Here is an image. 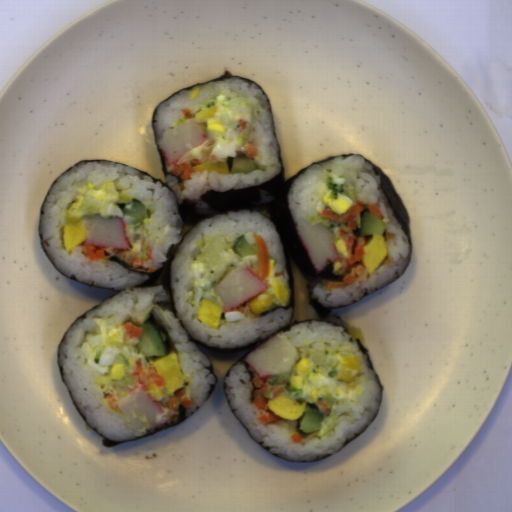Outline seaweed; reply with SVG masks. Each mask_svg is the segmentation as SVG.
Returning <instances> with one entry per match:
<instances>
[{
	"label": "seaweed",
	"mask_w": 512,
	"mask_h": 512,
	"mask_svg": "<svg viewBox=\"0 0 512 512\" xmlns=\"http://www.w3.org/2000/svg\"><path fill=\"white\" fill-rule=\"evenodd\" d=\"M155 113L156 108L151 116V129L157 146L161 169L166 180L157 179L151 173L141 171L140 172L142 174H147L151 178L153 184L158 181H161L162 186L169 188L173 192L176 202L177 214L181 217L182 221V227L179 234L181 240L177 244H171L166 255V262L162 267L155 268L157 270L154 272L137 271L134 268H132V266L129 263L120 259L117 256L112 255L109 258H107L128 271L148 276L145 282L134 288H129V290L139 288H153L162 285L170 299L156 305L171 310L175 318L180 321L176 313L174 296L171 290L170 265L181 241L190 232V230L199 222L214 217L216 215L226 214L240 210H253L255 212L263 214L269 220H271L275 227L277 228L280 243L284 250V265L286 274L289 278V290L291 292L289 303L287 307H278L272 305L271 309L264 313H261L260 317L265 316L280 308L288 310L292 307V315L288 325L278 330L274 334L264 337L262 339L258 337L253 342L241 346L226 348L205 345L201 342L194 340L188 334L182 322L180 321L188 336V341H191L201 352H203L208 357L210 361V367L204 368L208 369L209 372L212 373L216 378L214 384L211 385L208 389L207 399H205L207 402L211 394L217 388L219 382V378L214 368L212 358H215L219 362L229 363L234 361L233 364L227 370L224 376L225 379L227 378L231 368L237 363H241L245 367L248 375L254 379L257 374L253 371V369L246 363V361L243 358L250 354L252 351H254L256 348H258L260 345H262L264 342H266L268 339L279 333L280 331L283 330L284 334L286 333L288 327L290 326L293 320L296 304V296L294 290L295 275L292 270L291 261L293 262V264L295 265V267L297 268V270L299 271V273L301 274L305 281L308 292L309 305L319 319H329L332 310L344 308L345 306L348 305L347 304L342 306H324L320 302L319 298L313 296V289L319 282H321L322 280L343 282V279L347 272L344 275H334V262L328 263L323 270L317 272L302 243L301 237L299 235L300 232L298 230L296 221L293 217V214L289 206L288 196L293 181L296 178H298L302 173H304L309 166H311L314 163H323L335 157H351L353 152L334 155L317 162H311L310 164H308L307 166L293 174L291 177L286 179L284 161L280 149L278 147V157L281 165V169L278 174L260 184L247 186L239 189H234L233 187L228 191H212L210 189L201 196V200L206 204L208 209V211L202 212L200 211L197 202H194L184 197L180 202L175 189H173L171 185L167 182V175H169L172 178H174L179 184L182 183L181 178L174 175L171 171H167L168 165L163 157L158 141L159 134L155 133Z\"/></svg>",
	"instance_id": "1"
},
{
	"label": "seaweed",
	"mask_w": 512,
	"mask_h": 512,
	"mask_svg": "<svg viewBox=\"0 0 512 512\" xmlns=\"http://www.w3.org/2000/svg\"><path fill=\"white\" fill-rule=\"evenodd\" d=\"M99 306L98 305H93L92 307H90L89 309H87L86 311H84L82 314H80L77 318H75L73 320V322L70 324V326L76 322L79 318H86L85 316V313L97 308ZM70 326L67 328V330L64 332V334L62 335L58 345H57V349H56V356H57V366H58V373H59V376H60V380L62 382V384L65 386V388L67 389V391L69 392L80 416L82 417L84 423L89 426L92 430H94L98 435L99 437L101 438V442H102V446H105V447H117V446H120V445H123L125 443H128V442H131V441H135V440H138V439H142V438H145V437H149V436H152L154 434H157V433H160V432H163L165 430H168V429H171V428H174L176 426H179L180 424H182L184 421H186L187 419L190 418V414L187 413V410L188 408H185L182 404H178V407H177V416L171 420V417L170 415L167 416L168 417V422L165 423L164 425L152 430L151 432L145 434V435H142L140 437H135V438H131V439H127V440H123V441H112L110 440L109 438H107L106 436L102 435L101 433L98 432L97 428H93L89 422L87 421V419L85 418L84 414L82 413L73 393L69 390L65 380H64V375H63V369L60 365V357H59V349H60V346L62 344V341L68 331V329L70 328Z\"/></svg>",
	"instance_id": "2"
},
{
	"label": "seaweed",
	"mask_w": 512,
	"mask_h": 512,
	"mask_svg": "<svg viewBox=\"0 0 512 512\" xmlns=\"http://www.w3.org/2000/svg\"><path fill=\"white\" fill-rule=\"evenodd\" d=\"M361 156V155H360ZM366 161L371 163L374 167L376 175H380L381 189L386 196L395 217L401 224V229L407 235L410 243L412 240L411 227H410V214L396 188L386 172L373 160L361 156Z\"/></svg>",
	"instance_id": "3"
},
{
	"label": "seaweed",
	"mask_w": 512,
	"mask_h": 512,
	"mask_svg": "<svg viewBox=\"0 0 512 512\" xmlns=\"http://www.w3.org/2000/svg\"><path fill=\"white\" fill-rule=\"evenodd\" d=\"M353 339H355V341H356V344H357V346H358L359 351H360V352H362V353L366 356L367 364L369 365V367H370V368L374 371V373H375L376 382H377V384H378V385L380 386V388H381V400H380L379 408H378V410H377V412H376V414H375L374 418L371 420V422L366 426V428H365V429H364L360 434H358V433L356 432V433H355V435H354V436H352L351 438H346V440H345V442H344V444H343L342 448H341L338 452H340V451H341V450H342V449H343L347 444H349V443H350L352 440H354L356 437H358L359 435H361V434H362V433H363V432H364V431H365V430H366L370 425H372V424L376 421V419H377V417H378V415H379V413H380L381 405H382V401H383L384 386H383V384H382V382H381V380H380L379 373H377V372H376V370H375V368H374V365H373L372 360H371V358H370V353H369L368 349H366V348L363 346V344H362V342H361L360 338H353ZM257 443H258V444H260V445H261V446H262V447H263V448H264V449H265V450H266V451H267L271 456H273V457H275V458H277V459L284 460V461H291V462H297V463H313V462H319V461H322V460L328 459V458H330L331 456H333V455H335V454H337V453H338V452H336L335 454H327V455L322 456V457H320V458H318V459H316V460H314V461L292 460V459H288V458L279 457L277 454H272V453L270 452V447H265V446H264V444H263V442H258V441H257Z\"/></svg>",
	"instance_id": "4"
},
{
	"label": "seaweed",
	"mask_w": 512,
	"mask_h": 512,
	"mask_svg": "<svg viewBox=\"0 0 512 512\" xmlns=\"http://www.w3.org/2000/svg\"><path fill=\"white\" fill-rule=\"evenodd\" d=\"M229 78H239V79H242V80H244V81H246V82H248V83H252V84L257 85V86H258V87H259V88L264 92V94L266 95V97H267L268 101H271L269 94H268V93H267V92H266V91H265V90H264L260 85H258L254 80H251V79H249V78L243 77V76H241V75H235V74H232V73H231L230 71H228L226 68L224 69V71H223V73H222V75H221V76H218V77L212 78V79L207 80V81H199V82H196V83L191 84V85H189V86H186V87H184V88H181V89H179L178 91H176V92H174L173 94H171V95H170L169 97H167L165 100H167V99H169L170 97H172V96H174V95H176V94H178V93H181V92H183V91H191L195 86L204 85V84H207V83H210V82H221V81H224V80L229 79ZM165 100H164V101H165ZM164 101H163V102H164ZM161 103H162V102H161ZM161 103H160V104H161ZM160 104H159V105H160Z\"/></svg>",
	"instance_id": "5"
}]
</instances>
